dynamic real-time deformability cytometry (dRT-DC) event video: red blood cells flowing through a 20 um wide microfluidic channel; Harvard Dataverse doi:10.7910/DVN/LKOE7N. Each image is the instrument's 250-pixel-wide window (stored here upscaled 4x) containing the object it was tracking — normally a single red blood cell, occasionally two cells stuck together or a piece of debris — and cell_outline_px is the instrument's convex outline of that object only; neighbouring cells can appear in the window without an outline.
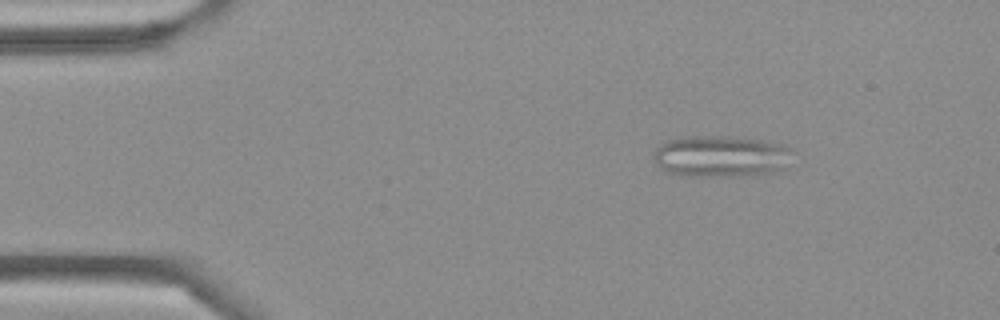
{"species": "Egyptian fruit bat (a non-hibernating species)", "species_latin": "Rousettus aegyptiacus", "temperature_condition": "cold", "stored_images_in_passage": 3, "camera_frame_rate_fps": 3000, "um_per_image_px": 0.085, "frame": {"image": 1, "passage_image": 1, "time_ms": 0.0, "image_size_px": [1000, 320], "cell_outline_px": [[788, 148], [784, 168], [780, 172], [744, 176], [680, 176], [668, 172], [656, 164], [652, 156], [656, 148], [664, 140], [680, 136], [732, 136], [764, 140], [784, 144]], "centroid_in_image_um": [61.19, 13.28], "position_along_channel_um": 23.8, "area_um2": 33.99}}
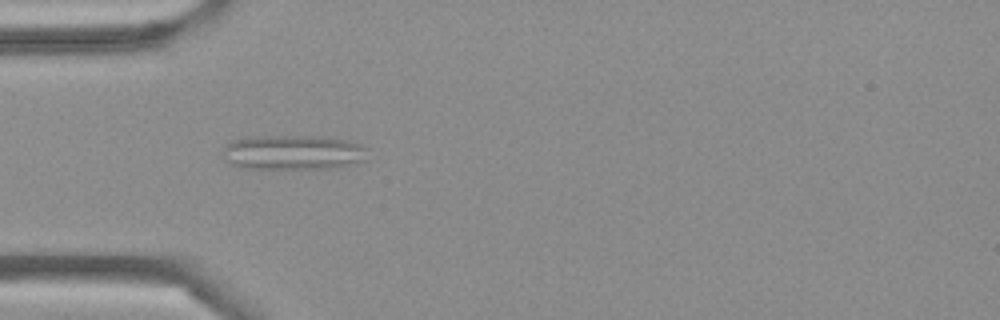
{"frame": {"image": 2, "passage_image": 3, "time_ms": 0.667, "image_size_px": [1000, 320], "cell_outline_px": [[368, 160], [328, 168], [240, 168], [232, 164], [228, 160], [224, 152], [224, 144], [232, 140], [252, 136], [312, 136], [344, 140], [368, 148]], "centroid_in_image_um": [24.9, 12.95], "position_along_channel_um": 60.1, "area_um2": 29.02}}